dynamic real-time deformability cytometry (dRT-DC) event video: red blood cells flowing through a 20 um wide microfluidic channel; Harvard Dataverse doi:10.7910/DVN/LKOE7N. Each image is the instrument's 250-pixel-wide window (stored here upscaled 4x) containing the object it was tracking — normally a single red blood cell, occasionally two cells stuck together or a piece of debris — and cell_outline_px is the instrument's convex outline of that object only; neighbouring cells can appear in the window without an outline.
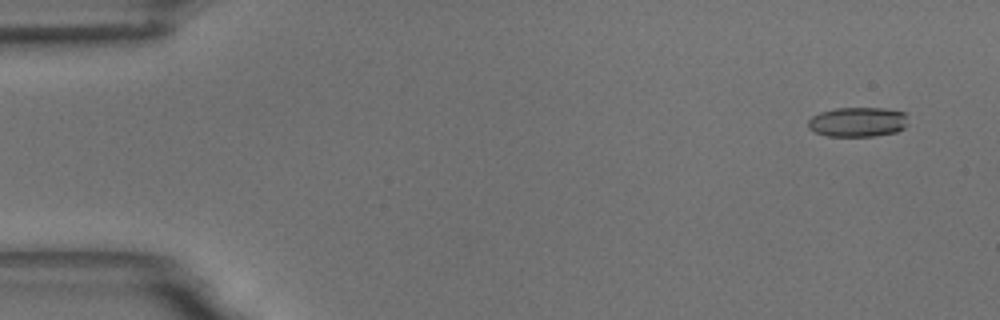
{"species": "common noctule bat (a hibernating species)", "species_latin": "Nyctalus noctula", "temperature_condition": "room temperature", "stored_images_in_passage": 52, "camera_frame_rate_fps": 3000, "um_per_image_px": 0.085, "animal": {"sex": "male", "body_mass_g": 18.8}, "frame": {"image": 1, "passage_image": 4, "time_ms": 1.0, "image_size_px": [1000, 320], "cell_outline_px": [[908, 124], [904, 128], [896, 132], [876, 136], [828, 136], [816, 132], [808, 128], [808, 120], [812, 116], [820, 112], [836, 108], [884, 108], [904, 112]], "centroid_in_image_um": [72.91, 10.37], "position_along_channel_um": 12.1, "area_um2": 17.34}}
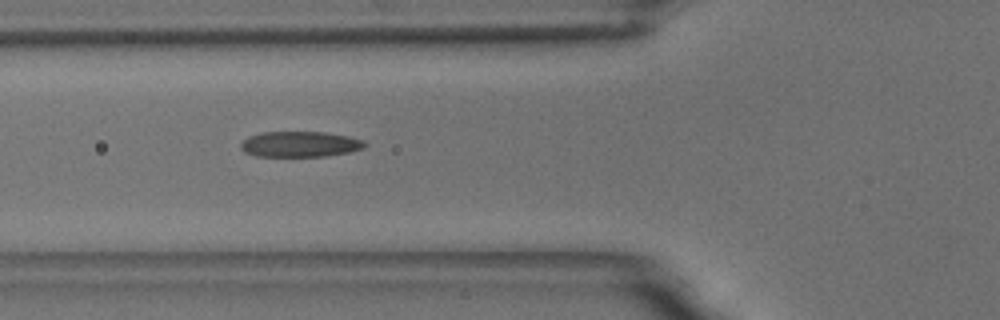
{"frame": {"image": 2, "passage_image": 21, "time_ms": 6.667, "image_size_px": [1000, 320], "cell_outline_px": [[368, 144], [364, 148], [348, 152], [324, 156], [256, 156], [244, 152], [240, 148], [240, 144], [248, 136], [260, 132], [324, 132], [348, 136], [364, 140]], "centroid_in_image_um": [25.49, 12.25], "position_along_channel_um": 100.3, "area_um2": 18.55}}
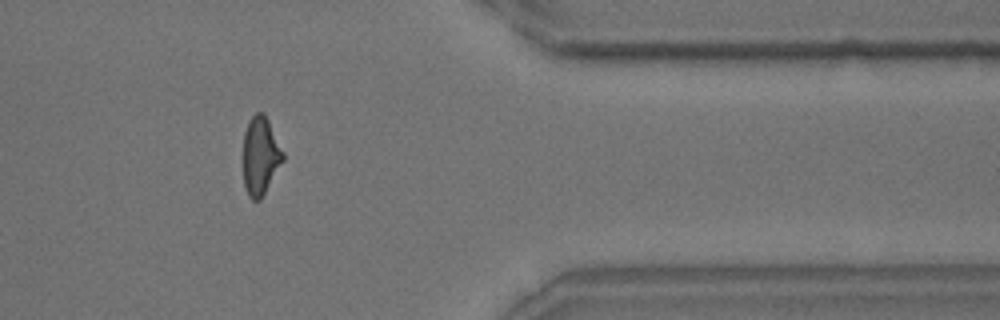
{"frame": {"image": 3, "passage_image": 46, "time_ms": 15.0, "image_size_px": [1000, 320], "cell_outline_px": [[284, 160], [260, 200], [252, 200], [248, 196], [244, 188], [244, 132], [248, 120], [256, 112], [264, 112], [284, 152]], "centroid_in_image_um": [22.14, 13.24], "position_along_channel_um": 389.3, "area_um2": 18.15}}